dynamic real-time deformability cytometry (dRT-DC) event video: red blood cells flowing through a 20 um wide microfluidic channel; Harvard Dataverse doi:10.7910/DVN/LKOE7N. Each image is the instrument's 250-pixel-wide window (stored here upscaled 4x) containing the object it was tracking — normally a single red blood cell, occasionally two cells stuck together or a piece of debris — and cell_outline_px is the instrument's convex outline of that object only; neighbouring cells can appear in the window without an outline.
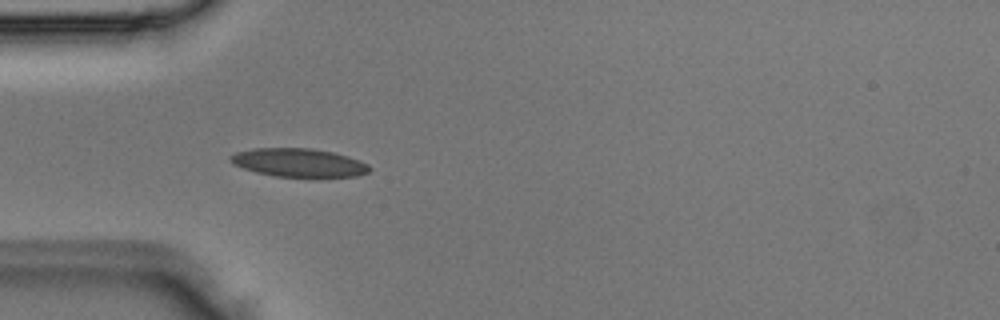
{"species": "Egyptian fruit bat (a non-hibernating species)", "species_latin": "Rousettus aegyptiacus", "temperature_condition": "room temperature", "stored_images_in_passage": 4, "camera_frame_rate_fps": 3000, "um_per_image_px": 0.085, "animal": {"sex": "male"}, "frame": {"image": 1, "passage_image": 3, "time_ms": 0.667, "image_size_px": [1000, 320], "cell_outline_px": [[372, 168], [368, 172], [356, 176], [276, 176], [256, 172], [244, 168], [236, 164], [228, 156], [236, 152], [252, 148], [312, 148], [332, 152], [348, 156], [360, 160], [368, 164]], "centroid_in_image_um": [25.42, 13.81], "position_along_channel_um": 59.6, "area_um2": 22.72}}
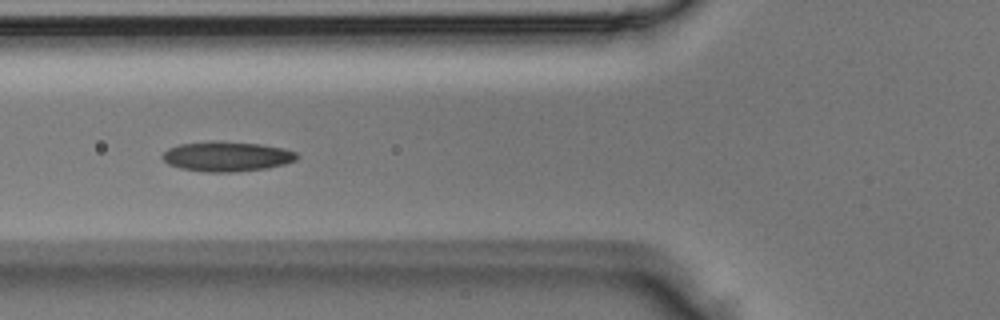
{"frame": {"image": 2, "passage_image": 4, "time_ms": 1.0, "image_size_px": [1000, 320], "cell_outline_px": [[300, 156], [296, 160], [284, 164], [268, 168], [232, 172], [208, 172], [180, 168], [168, 164], [160, 156], [168, 148], [180, 144], [260, 144], [284, 148], [296, 152]], "centroid_in_image_um": [19.32, 13.35], "position_along_channel_um": 106.5, "area_um2": 22.43}}